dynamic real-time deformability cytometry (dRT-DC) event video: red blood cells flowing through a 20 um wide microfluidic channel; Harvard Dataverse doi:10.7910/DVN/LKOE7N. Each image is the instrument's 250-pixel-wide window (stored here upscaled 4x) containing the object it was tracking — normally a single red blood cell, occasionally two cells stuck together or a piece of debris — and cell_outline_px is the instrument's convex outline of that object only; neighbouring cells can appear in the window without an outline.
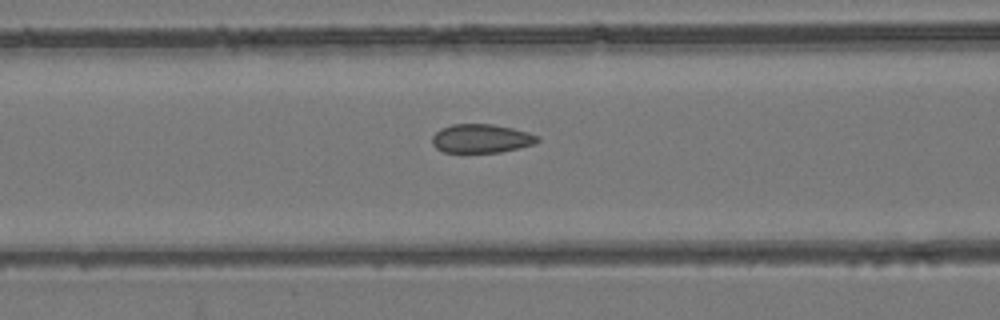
{"species": "common noctule bat (a hibernating species)", "species_latin": "Nyctalus noctula", "temperature_condition": "room temperature", "stored_images_in_passage": 38, "camera_frame_rate_fps": 3000, "um_per_image_px": 0.085, "animal": {"sex": "female", "body_mass_g": 24.6, "forearm_length_mm": 56.2}, "frame": {"image": 1, "passage_image": 17, "time_ms": 5.333, "image_size_px": [1000, 320], "cell_outline_px": [[540, 140], [536, 144], [520, 148], [500, 152], [444, 152], [436, 148], [432, 144], [432, 136], [440, 128], [452, 124], [492, 124], [512, 128], [528, 132], [540, 136]], "centroid_in_image_um": [40.93, 11.77], "position_along_channel_um": 125.7, "area_um2": 17.8}}
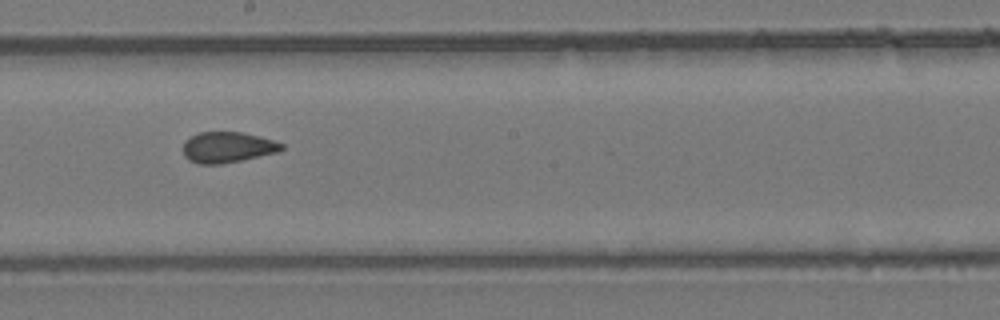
{"frame": {"image": 2, "passage_image": 25, "time_ms": 8.0, "image_size_px": [1000, 320], "cell_outline_px": [[284, 148], [280, 152], [220, 164], [196, 164], [188, 160], [184, 156], [184, 140], [200, 132], [240, 132], [272, 140], [284, 144]], "centroid_in_image_um": [19.32, 12.53], "position_along_channel_um": 228.9, "area_um2": 17.57}}
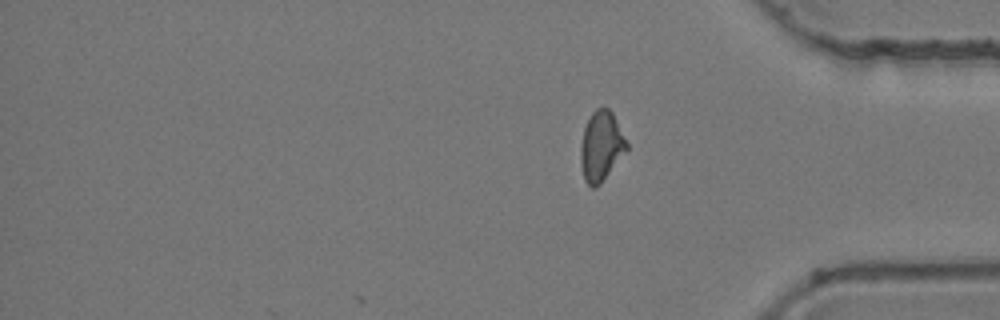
{"frame": {"image": 3, "passage_image": 38, "time_ms": 12.333, "image_size_px": [1000, 320], "cell_outline_px": [[628, 148], [600, 184], [596, 188], [592, 188], [584, 180], [580, 160], [580, 148], [584, 128], [592, 112], [596, 108], [608, 108], [612, 112], [628, 144]], "centroid_in_image_um": [51.08, 12.43], "position_along_channel_um": 384.1, "area_um2": 18.5}, "authors_computed_cell_mechanics": {"area_um2": 18.3226, "velocity_mm_per_s": 3.8686, "shape_relaxation_time_tau1_ms": null, "shape_relaxation_time_tau2_ms": 1.0397, "deformation_change_tau1": null, "deformation_change_tau2": 0.0745}}